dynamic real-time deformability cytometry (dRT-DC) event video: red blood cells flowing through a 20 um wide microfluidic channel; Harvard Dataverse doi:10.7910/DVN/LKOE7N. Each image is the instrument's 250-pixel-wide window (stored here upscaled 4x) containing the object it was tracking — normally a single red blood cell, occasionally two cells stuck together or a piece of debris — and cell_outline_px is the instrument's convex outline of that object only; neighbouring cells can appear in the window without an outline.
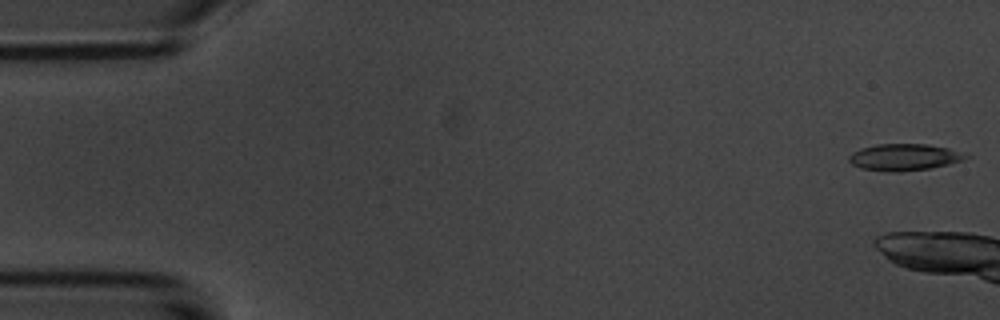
{"species": "common noctule bat (a hibernating species)", "species_latin": "Nyctalus noctula", "temperature_condition": "room temperature", "stored_images_in_passage": 5, "camera_frame_rate_fps": 3000, "um_per_image_px": 0.085, "animal": {"sex": "male", "body_mass_g": 20.1, "forearm_length_mm": 53.5}, "frame": {"image": 1, "passage_image": 1, "time_ms": 0.0, "image_size_px": [1000, 320], "cell_outline_px": [[972, 156], [964, 160], [932, 168], [896, 172], [888, 172], [860, 168], [852, 164], [848, 160], [848, 156], [852, 152], [860, 148], [876, 144], [928, 144], [968, 152]], "centroid_in_image_um": [76.9, 13.35], "position_along_channel_um": 8.1, "area_um2": 18.55}}